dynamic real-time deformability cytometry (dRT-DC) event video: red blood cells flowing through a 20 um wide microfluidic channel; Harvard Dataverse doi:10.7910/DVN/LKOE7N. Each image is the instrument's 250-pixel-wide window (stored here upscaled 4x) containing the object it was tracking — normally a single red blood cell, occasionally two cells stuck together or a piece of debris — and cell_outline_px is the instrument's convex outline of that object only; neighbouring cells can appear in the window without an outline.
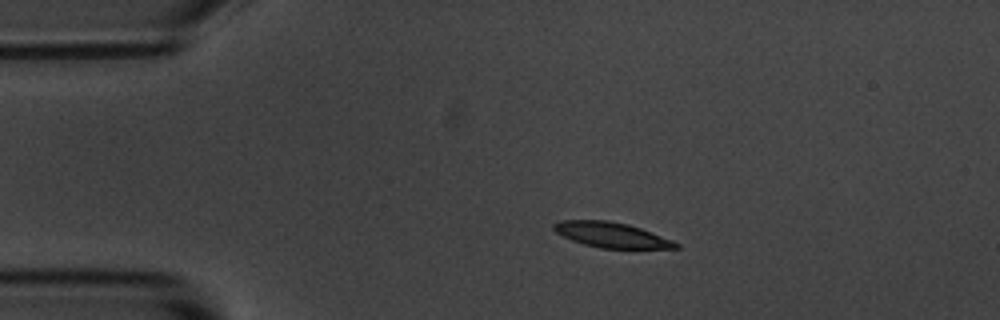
{"species": "common noctule bat (a hibernating species)", "species_latin": "Nyctalus noctula", "temperature_condition": "room temperature", "stored_images_in_passage": 3, "camera_frame_rate_fps": 3000, "um_per_image_px": 0.085, "animal": {"sex": "male", "body_mass_g": 20.1, "forearm_length_mm": 53.5}, "frame": {"image": 1, "passage_image": 1, "time_ms": 0.0, "image_size_px": [1000, 320], "cell_outline_px": [[680, 248], [600, 248], [584, 244], [572, 240], [556, 232], [552, 228], [552, 224], [560, 220], [608, 220], [628, 224], [652, 232], [672, 240], [680, 244]], "centroid_in_image_um": [51.96, 19.96], "position_along_channel_um": 33.0, "area_um2": 17.86}}
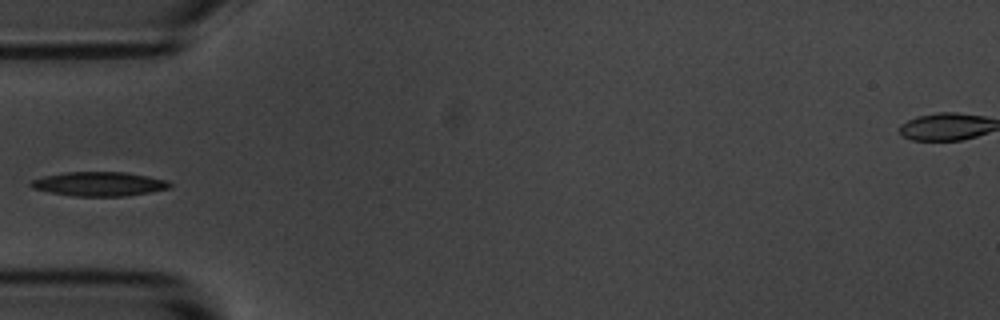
{"frame": {"image": 2, "passage_image": 3, "time_ms": 2.333, "image_size_px": [1000, 320], "cell_outline_px": [[172, 184], [168, 188], [148, 192], [124, 196], [72, 196], [32, 188], [28, 184], [32, 180], [44, 176], [64, 172], [124, 172], [148, 176], [164, 180]], "centroid_in_image_um": [8.38, 15.63], "position_along_channel_um": 76.6, "area_um2": 19.31}}